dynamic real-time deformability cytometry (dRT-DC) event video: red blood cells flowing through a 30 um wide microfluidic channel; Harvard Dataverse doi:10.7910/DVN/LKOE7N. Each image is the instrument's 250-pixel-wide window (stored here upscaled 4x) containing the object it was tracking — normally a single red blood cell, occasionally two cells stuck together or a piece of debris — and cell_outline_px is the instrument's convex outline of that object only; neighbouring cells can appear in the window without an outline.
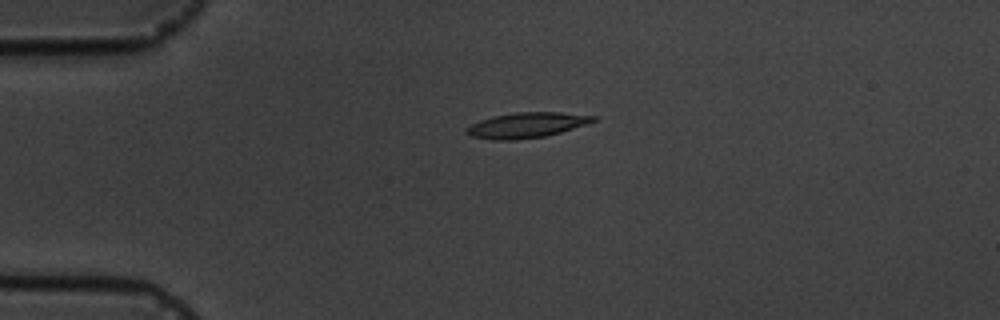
{"species": "common noctule bat (a hibernating species)", "species_latin": "Nyctalus noctula", "temperature_condition": "cold", "stored_images_in_passage": 6, "camera_frame_rate_fps": 3000, "um_per_image_px": 0.085, "animal": {"sex": "male", "body_mass_g": 19.5, "forearm_length_mm": 54.6}, "frame": {"image": 1, "passage_image": 6, "time_ms": 6.667, "image_size_px": [1000, 320], "cell_outline_px": [[600, 120], [588, 124], [560, 132], [544, 136], [516, 140], [496, 140], [472, 136], [464, 132], [464, 128], [480, 120], [496, 116], [516, 112], [560, 112], [600, 116]], "centroid_in_image_um": [44.83, 10.63], "position_along_channel_um": 40.2, "area_um2": 18.79}}